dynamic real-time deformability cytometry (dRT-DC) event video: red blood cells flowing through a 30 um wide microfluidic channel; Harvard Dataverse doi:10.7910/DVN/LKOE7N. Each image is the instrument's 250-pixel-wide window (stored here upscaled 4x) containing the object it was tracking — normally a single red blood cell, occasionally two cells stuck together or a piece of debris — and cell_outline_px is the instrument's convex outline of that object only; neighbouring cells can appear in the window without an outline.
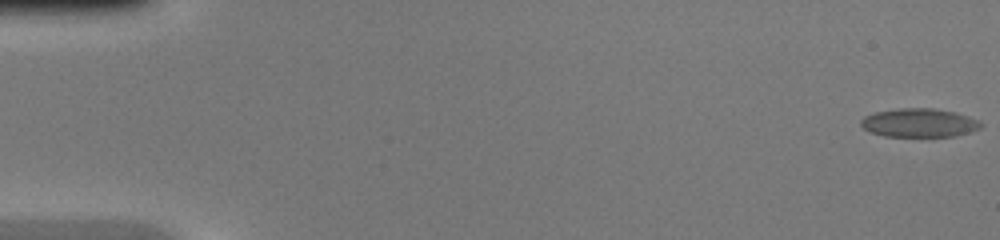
{"species": "common noctule bat (a hibernating species)", "species_latin": "Nyctalus noctula", "temperature_condition": "warm", "stored_images_in_passage": 47, "camera_frame_rate_fps": 3000, "um_per_image_px": 0.085, "animal": {"sex": "female", "body_mass_g": 20.0, "forearm_length_mm": 54.0}, "frame": {"image": 1, "passage_image": 1, "time_ms": 0.0, "image_size_px": [1000, 240], "cell_outline_px": [[984, 124], [980, 128], [972, 132], [956, 136], [884, 136], [872, 132], [864, 128], [860, 124], [860, 120], [864, 116], [872, 112], [900, 108], [936, 108], [956, 112], [980, 120]], "centroid_in_image_um": [78.17, 10.43], "position_along_channel_um": 6.8, "area_um2": 20.29}}
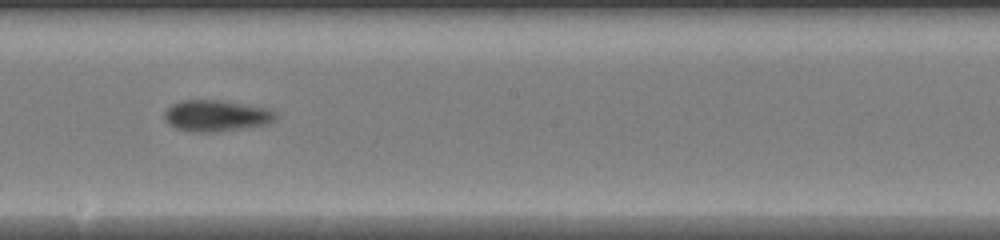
{"frame": {"image": 2, "passage_image": 27, "time_ms": 8.667, "image_size_px": [1000, 240], "cell_outline_px": [[276, 120], [268, 124], [244, 128], [216, 132], [192, 132], [176, 128], [168, 124], [164, 120], [164, 112], [172, 104], [184, 100], [220, 100], [268, 108], [276, 112]], "centroid_in_image_um": [18.38, 9.84], "position_along_channel_um": 229.8, "area_um2": 20.4}}
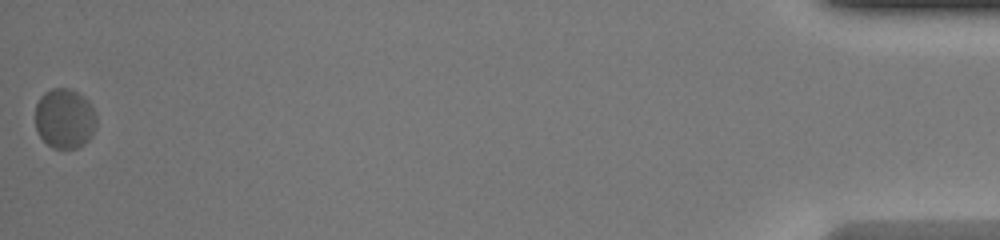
{"frame": {"image": 3, "passage_image": 47, "time_ms": 15.333, "image_size_px": [1000, 240], "cell_outline_px": [[96, 124], [88, 140], [84, 144], [76, 148], [52, 148], [40, 136], [36, 128], [36, 104], [40, 96], [44, 92], [52, 88], [68, 88], [84, 96], [88, 100], [96, 116]], "centroid_in_image_um": [5.48, 10.06], "position_along_channel_um": 429.7, "area_um2": 21.27}}